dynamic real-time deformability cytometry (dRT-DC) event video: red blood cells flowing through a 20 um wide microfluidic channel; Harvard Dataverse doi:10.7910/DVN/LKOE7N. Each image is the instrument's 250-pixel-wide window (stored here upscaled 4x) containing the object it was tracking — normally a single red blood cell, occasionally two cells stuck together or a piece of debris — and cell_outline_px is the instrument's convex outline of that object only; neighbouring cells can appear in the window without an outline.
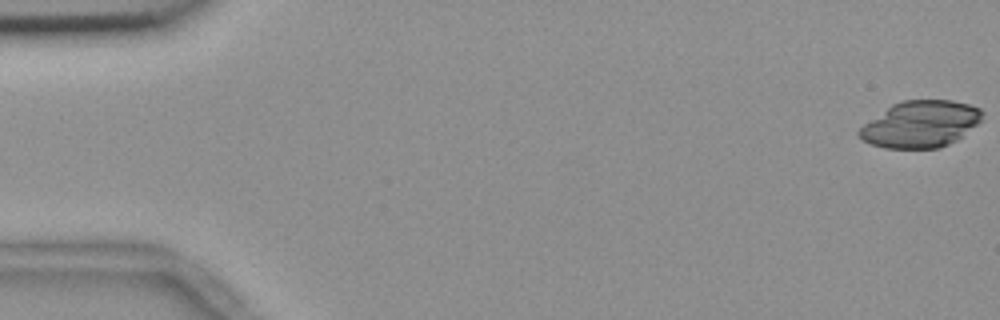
{"species": "common noctule bat (a hibernating species)", "species_latin": "Nyctalus noctula", "temperature_condition": "room temperature", "stored_images_in_passage": 6, "camera_frame_rate_fps": 3000, "um_per_image_px": 0.085, "animal": {"sex": "female", "body_mass_g": 18.4}, "frame": {"image": 1, "passage_image": 1, "time_ms": 0.0, "image_size_px": [1000, 320], "cell_outline_px": [[984, 112], [980, 120], [976, 124], [956, 140], [948, 144], [936, 148], [884, 148], [872, 144], [864, 140], [856, 132], [864, 124], [892, 104], [900, 100], [952, 100], [968, 104], [980, 108]], "centroid_in_image_um": [78.23, 10.54], "position_along_channel_um": 6.8, "area_um2": 33.06}}